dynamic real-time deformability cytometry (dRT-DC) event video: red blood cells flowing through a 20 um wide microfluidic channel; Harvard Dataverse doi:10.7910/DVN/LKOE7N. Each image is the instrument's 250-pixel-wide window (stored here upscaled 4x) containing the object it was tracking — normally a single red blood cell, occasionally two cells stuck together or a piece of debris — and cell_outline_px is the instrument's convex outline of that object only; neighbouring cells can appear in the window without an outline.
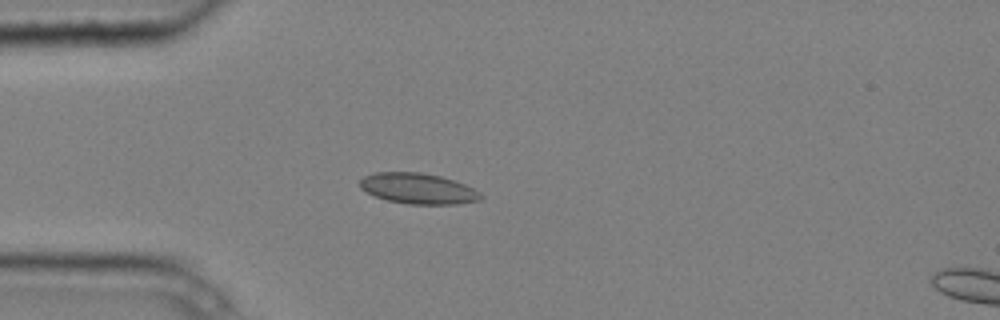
{"species": "common noctule bat (a hibernating species)", "species_latin": "Nyctalus noctula", "temperature_condition": "cold", "stored_images_in_passage": 5, "camera_frame_rate_fps": 3000, "um_per_image_px": 0.085, "animal": {"sex": "male", "body_mass_g": 20.4}, "frame": {"image": 1, "passage_image": 4, "time_ms": 1.0, "image_size_px": [1000, 320], "cell_outline_px": [[484, 196], [480, 200], [456, 204], [408, 204], [388, 200], [376, 196], [360, 188], [360, 180], [364, 176], [376, 172], [420, 172], [440, 176], [464, 184], [480, 192]], "centroid_in_image_um": [35.54, 16.02], "position_along_channel_um": 49.5, "area_um2": 21.44}}